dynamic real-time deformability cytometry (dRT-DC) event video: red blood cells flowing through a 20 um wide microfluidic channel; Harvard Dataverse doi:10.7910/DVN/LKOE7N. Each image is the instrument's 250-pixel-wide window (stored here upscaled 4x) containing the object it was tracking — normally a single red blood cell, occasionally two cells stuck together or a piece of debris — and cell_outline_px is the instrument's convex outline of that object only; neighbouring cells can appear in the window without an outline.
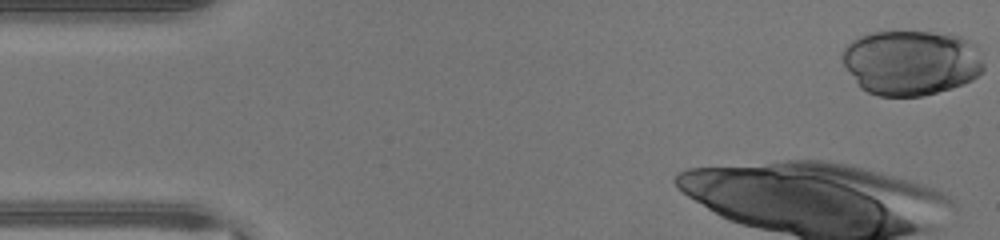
{"species": "human", "species_latin": "Homo sapiens", "temperature_condition": "warm", "stored_images_in_passage": 11, "camera_frame_rate_fps": 3000, "um_per_image_px": 0.085, "donor": {"sex": "male"}, "frame": {"image": 1, "passage_image": 1, "time_ms": 0.0, "image_size_px": [1000, 240], "cell_outline_px": [[984, 68], [972, 80], [964, 84], [952, 88], [924, 96], [880, 96], [868, 92], [860, 88], [844, 64], [840, 56], [840, 52], [852, 40], [868, 32], [932, 32], [960, 36], [968, 40], [984, 64]], "centroid_in_image_um": [77.4, 5.33], "position_along_channel_um": 7.6, "area_um2": 53.58}}
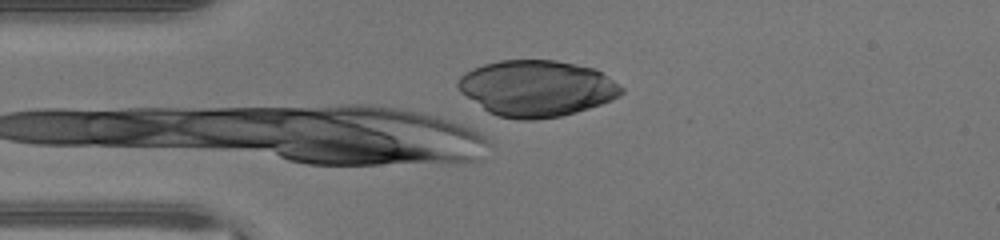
{"frame": {"image": 2, "passage_image": 11, "time_ms": 3.333, "image_size_px": [1000, 240], "cell_outline_px": [[624, 92], [620, 96], [612, 100], [576, 112], [560, 116], [536, 120], [520, 120], [496, 116], [488, 112], [460, 92], [456, 84], [460, 76], [464, 72], [472, 68], [484, 64], [500, 60], [556, 60], [596, 68], [624, 88]], "centroid_in_image_um": [45.61, 7.5], "position_along_channel_um": 39.4, "area_um2": 53.75}}